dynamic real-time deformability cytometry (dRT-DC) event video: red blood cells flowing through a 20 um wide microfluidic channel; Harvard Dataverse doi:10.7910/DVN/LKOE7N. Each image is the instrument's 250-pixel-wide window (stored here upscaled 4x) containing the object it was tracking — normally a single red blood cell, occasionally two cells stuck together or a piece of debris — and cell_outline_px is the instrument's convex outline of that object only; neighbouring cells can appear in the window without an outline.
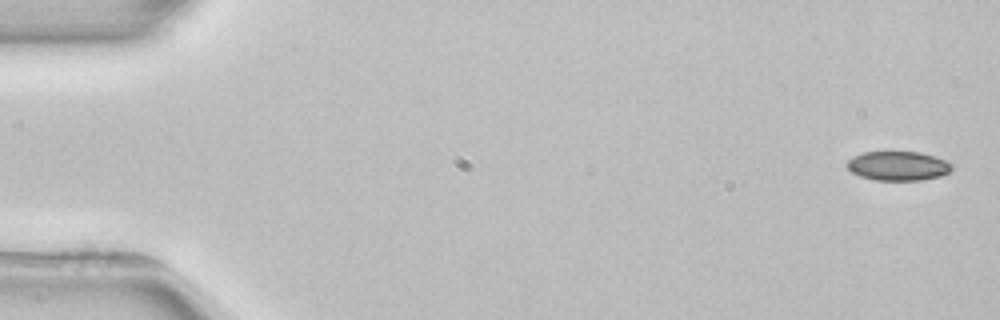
{"species": "common noctule bat (a hibernating species)", "species_latin": "Nyctalus noctula", "temperature_condition": "room temperature", "stored_images_in_passage": 5, "camera_frame_rate_fps": 3000, "um_per_image_px": 0.085, "animal": {"sex": "female", "body_mass_g": 22.7, "forearm_length_mm": 54.2}, "frame": {"image": 1, "passage_image": 1, "time_ms": 0.0, "image_size_px": [1000, 320], "cell_outline_px": [[952, 168], [948, 172], [940, 176], [920, 180], [876, 180], [860, 176], [852, 172], [848, 168], [848, 160], [852, 156], [864, 152], [920, 152], [944, 160], [952, 164]], "centroid_in_image_um": [76.32, 14.1], "position_along_channel_um": 8.7, "area_um2": 17.63}}
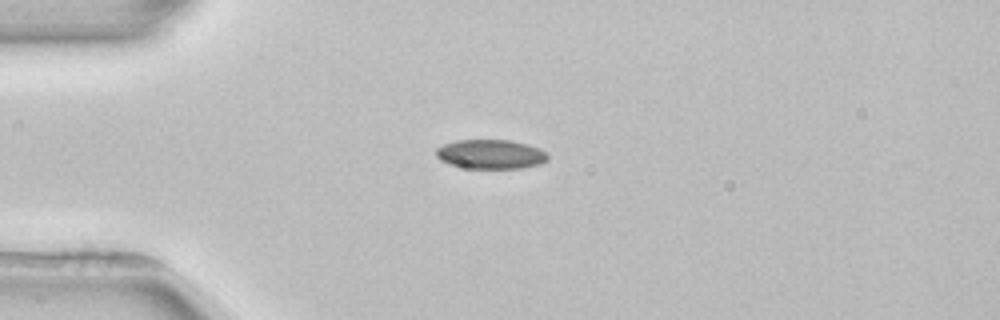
{"frame": {"image": 2, "passage_image": 4, "time_ms": 4.0, "image_size_px": [1000, 320], "cell_outline_px": [[548, 160], [540, 164], [520, 168], [468, 168], [448, 164], [440, 160], [436, 156], [436, 148], [444, 144], [456, 140], [512, 140], [528, 144], [540, 148], [548, 156]], "centroid_in_image_um": [41.7, 13.1], "position_along_channel_um": 43.3, "area_um2": 19.13}}